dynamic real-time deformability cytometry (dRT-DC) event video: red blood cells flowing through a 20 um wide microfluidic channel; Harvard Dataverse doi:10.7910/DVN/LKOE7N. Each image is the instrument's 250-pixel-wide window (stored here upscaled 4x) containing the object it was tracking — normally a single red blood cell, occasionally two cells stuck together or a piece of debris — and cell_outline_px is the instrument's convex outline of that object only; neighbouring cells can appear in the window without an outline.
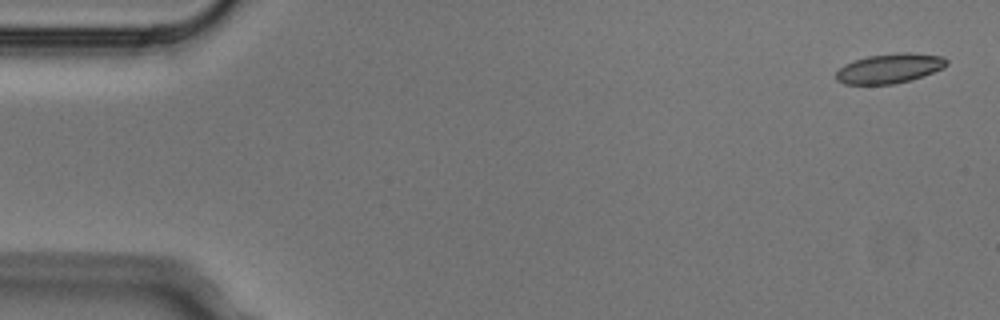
{"species": "Egyptian fruit bat (a non-hibernating species)", "species_latin": "Rousettus aegyptiacus", "temperature_condition": "cold", "stored_images_in_passage": 6, "camera_frame_rate_fps": 3000, "um_per_image_px": 0.085, "animal": {"sex": "male"}, "frame": {"image": 1, "passage_image": 1, "time_ms": 0.0, "image_size_px": [1000, 320], "cell_outline_px": [[948, 64], [944, 68], [908, 80], [892, 84], [844, 84], [836, 80], [836, 72], [844, 64], [868, 56], [900, 52], [908, 52], [944, 56], [948, 60]], "centroid_in_image_um": [75.62, 5.8], "position_along_channel_um": 9.4, "area_um2": 18.96}}
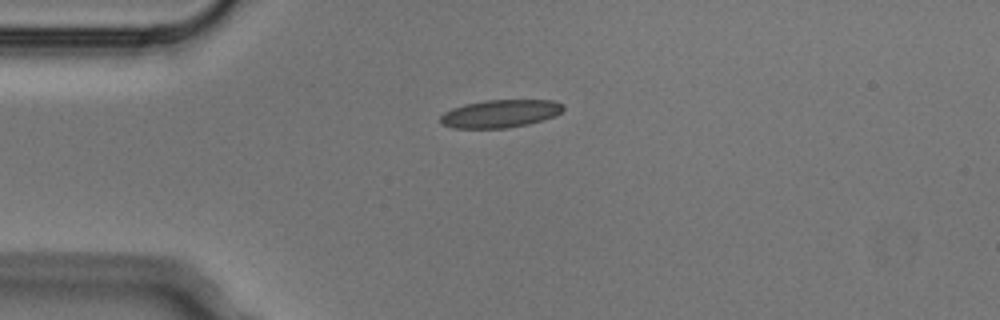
{"frame": {"image": 2, "passage_image": 4, "time_ms": 1.0, "image_size_px": [1000, 320], "cell_outline_px": [[564, 108], [556, 116], [544, 120], [528, 124], [508, 128], [452, 128], [440, 124], [440, 116], [444, 112], [452, 108], [464, 104], [484, 100], [552, 100], [564, 104]], "centroid_in_image_um": [42.51, 9.66], "position_along_channel_um": 42.5, "area_um2": 20.17}}
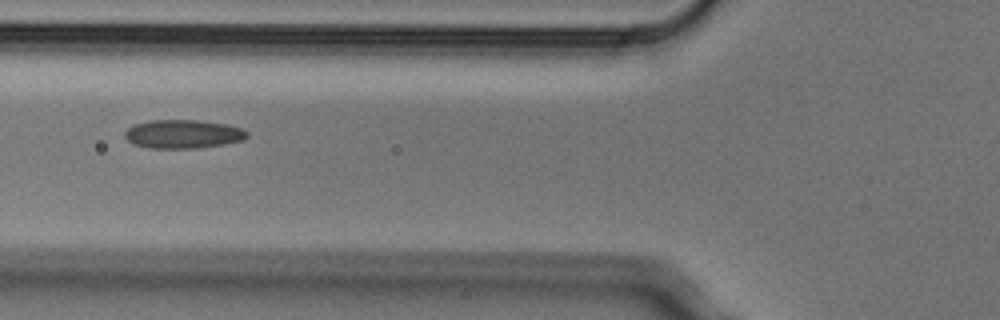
{"frame": {"image": 3, "passage_image": 6, "time_ms": 1.667, "image_size_px": [1000, 320], "cell_outline_px": [[248, 136], [244, 140], [224, 144], [196, 148], [148, 148], [132, 144], [124, 136], [124, 132], [132, 124], [148, 120], [196, 120], [228, 124], [240, 128], [248, 132]], "centroid_in_image_um": [15.53, 11.39], "position_along_channel_um": 110.3, "area_um2": 20.58}}